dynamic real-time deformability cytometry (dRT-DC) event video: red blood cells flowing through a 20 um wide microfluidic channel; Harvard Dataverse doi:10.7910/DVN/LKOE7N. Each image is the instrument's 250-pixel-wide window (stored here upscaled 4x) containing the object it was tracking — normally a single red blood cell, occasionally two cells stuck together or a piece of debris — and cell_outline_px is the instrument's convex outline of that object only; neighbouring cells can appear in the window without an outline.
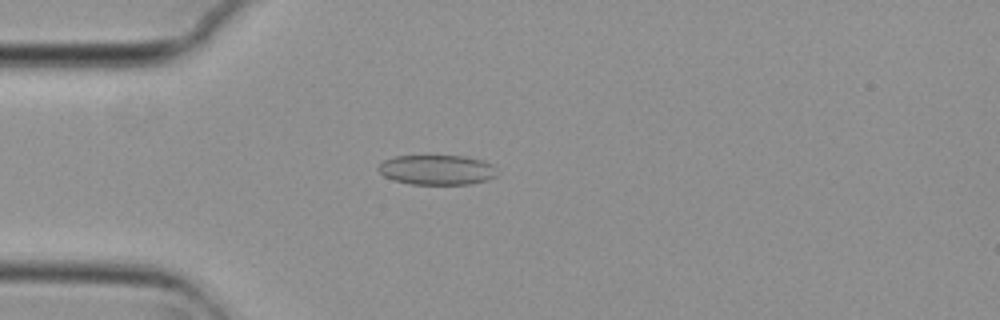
{"species": "common noctule bat (a hibernating species)", "species_latin": "Nyctalus noctula", "temperature_condition": "cold", "stored_images_in_passage": 54, "camera_frame_rate_fps": 3000, "um_per_image_px": 0.085, "animal": {"sex": "female", "body_mass_g": 29.2, "forearm_length_mm": 56.3}, "frame": {"image": 1, "passage_image": 14, "time_ms": 4.333, "image_size_px": [1000, 320], "cell_outline_px": [[496, 176], [488, 180], [468, 184], [408, 184], [392, 180], [384, 176], [376, 168], [384, 160], [396, 156], [464, 156], [480, 160], [492, 164]], "centroid_in_image_um": [37.09, 14.44], "position_along_channel_um": 47.9, "area_um2": 20.58}}
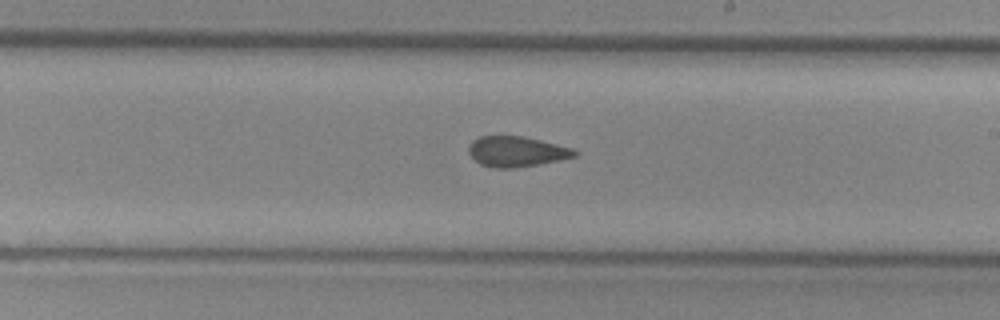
{"frame": {"image": 2, "passage_image": 31, "time_ms": 10.0, "image_size_px": [1000, 320], "cell_outline_px": [[580, 152], [576, 156], [560, 160], [516, 168], [492, 168], [480, 164], [468, 152], [468, 144], [472, 140], [480, 136], [524, 136], [572, 148]], "centroid_in_image_um": [43.9, 12.88], "position_along_channel_um": 245.1, "area_um2": 18.84}}
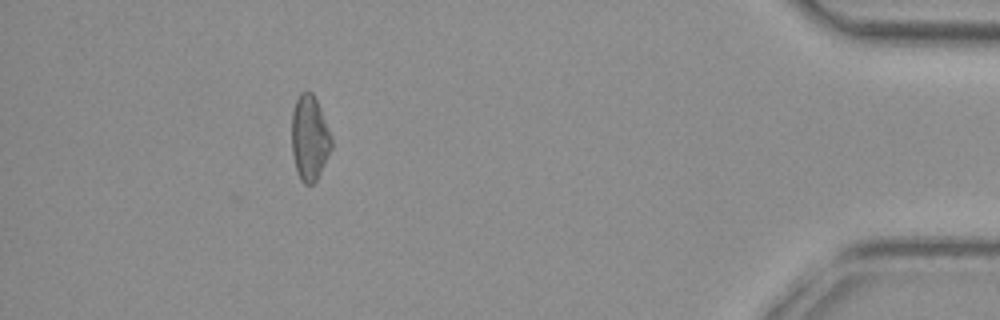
{"frame": {"image": 3, "passage_image": 49, "time_ms": 16.0, "image_size_px": [1000, 320], "cell_outline_px": [[332, 148], [316, 180], [312, 184], [304, 184], [300, 180], [296, 172], [292, 152], [292, 112], [296, 100], [300, 92], [312, 92], [316, 100], [332, 136]], "centroid_in_image_um": [26.3, 11.75], "position_along_channel_um": 408.9, "area_um2": 19.65}, "authors_computed_cell_mechanics": {"area_um2": 19.9699, "velocity_mm_per_s": 3.7249, "shape_relaxation_time_tau1_ms": null, "shape_relaxation_time_tau2_ms": 2.6265, "deformation_change_tau1": null, "deformation_change_tau2": 0.0791}}